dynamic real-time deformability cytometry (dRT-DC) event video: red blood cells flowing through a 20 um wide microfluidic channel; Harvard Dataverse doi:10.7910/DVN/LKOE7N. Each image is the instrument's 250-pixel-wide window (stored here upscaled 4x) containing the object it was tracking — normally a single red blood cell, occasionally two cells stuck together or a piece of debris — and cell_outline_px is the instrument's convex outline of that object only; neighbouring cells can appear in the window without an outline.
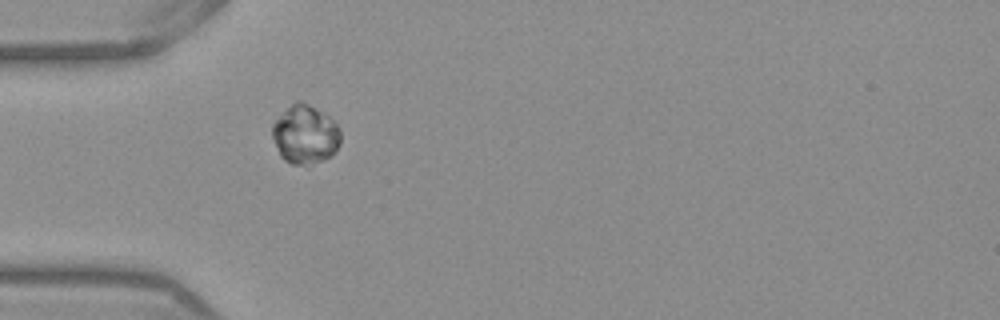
{"species": "Egyptian fruit bat (a non-hibernating species)", "species_latin": "Rousettus aegyptiacus", "temperature_condition": "warm", "stored_images_in_passage": 4, "camera_frame_rate_fps": 3000, "um_per_image_px": 0.085, "frame": {"image": 1, "passage_image": 1, "time_ms": 0.0, "image_size_px": [1000, 320], "cell_outline_px": [[340, 144], [328, 156], [320, 160], [304, 164], [292, 164], [284, 160], [280, 156], [272, 136], [272, 124], [292, 104], [300, 100], [308, 104], [328, 116], [340, 128]], "centroid_in_image_um": [25.92, 11.42], "position_along_channel_um": 59.1, "area_um2": 22.72}}
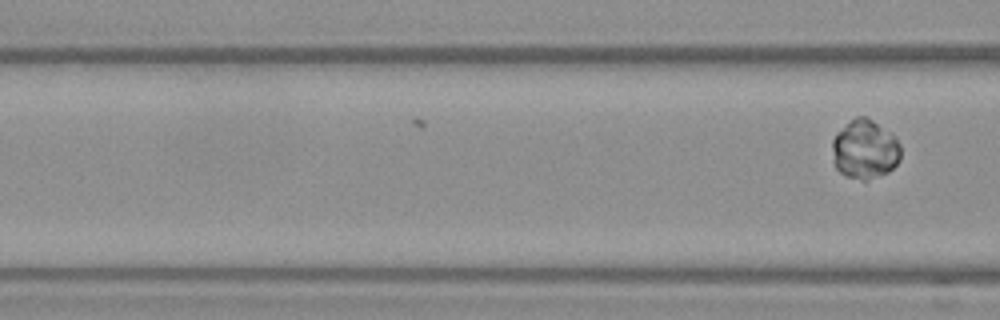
{"frame": {"image": 2, "passage_image": 4, "time_ms": 1.0, "image_size_px": [1000, 320], "cell_outline_px": [[900, 160], [888, 172], [868, 180], [864, 180], [848, 176], [840, 172], [836, 168], [832, 148], [832, 140], [856, 116], [864, 116], [872, 120], [892, 132], [900, 144]], "centroid_in_image_um": [73.55, 12.7], "position_along_channel_um": 93.0, "area_um2": 23.24}}